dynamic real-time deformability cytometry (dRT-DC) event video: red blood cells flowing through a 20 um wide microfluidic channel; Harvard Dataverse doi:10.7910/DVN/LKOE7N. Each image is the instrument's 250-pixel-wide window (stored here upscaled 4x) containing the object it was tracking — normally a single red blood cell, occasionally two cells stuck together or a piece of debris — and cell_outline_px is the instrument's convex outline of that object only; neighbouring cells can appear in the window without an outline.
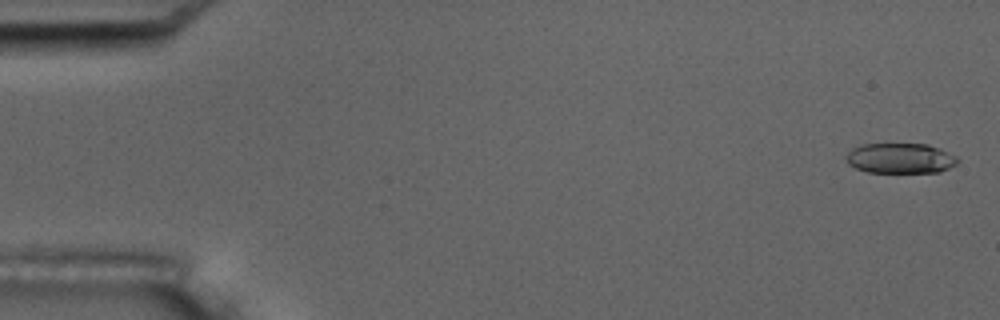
{"species": "common noctule bat (a hibernating species)", "species_latin": "Nyctalus noctula", "temperature_condition": "room temperature", "stored_images_in_passage": 6, "camera_frame_rate_fps": 3000, "um_per_image_px": 0.085, "animal": {"sex": "male", "body_mass_g": 17.5, "forearm_length_mm": 52.3}, "frame": {"image": 1, "passage_image": 1, "time_ms": 0.0, "image_size_px": [1000, 320], "cell_outline_px": [[960, 160], [956, 164], [940, 172], [868, 172], [856, 168], [848, 164], [844, 156], [852, 148], [860, 144], [928, 144], [940, 148], [956, 156]], "centroid_in_image_um": [76.51, 13.44], "position_along_channel_um": 8.5, "area_um2": 19.77}}
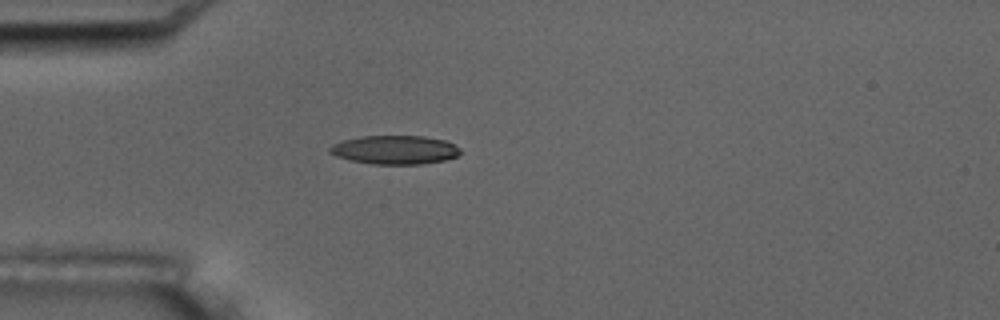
{"frame": {"image": 2, "passage_image": 5, "time_ms": 4.667, "image_size_px": [1000, 320], "cell_outline_px": [[460, 152], [456, 156], [444, 160], [420, 164], [372, 164], [352, 160], [336, 156], [328, 152], [328, 148], [332, 144], [344, 140], [360, 136], [424, 136], [444, 140], [460, 148]], "centroid_in_image_um": [33.53, 12.73], "position_along_channel_um": 51.5, "area_um2": 21.73}}